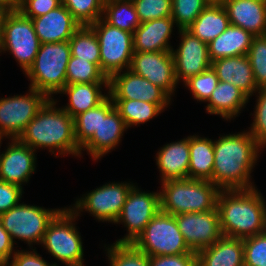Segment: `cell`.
Listing matches in <instances>:
<instances>
[{
  "label": "cell",
  "mask_w": 266,
  "mask_h": 266,
  "mask_svg": "<svg viewBox=\"0 0 266 266\" xmlns=\"http://www.w3.org/2000/svg\"><path fill=\"white\" fill-rule=\"evenodd\" d=\"M108 93L112 99L139 100L155 104L171 102V97L163 89L130 69L117 72L109 78Z\"/></svg>",
  "instance_id": "cell-17"
},
{
  "label": "cell",
  "mask_w": 266,
  "mask_h": 266,
  "mask_svg": "<svg viewBox=\"0 0 266 266\" xmlns=\"http://www.w3.org/2000/svg\"><path fill=\"white\" fill-rule=\"evenodd\" d=\"M229 25L230 21L223 4L211 1L187 30L208 44L223 33Z\"/></svg>",
  "instance_id": "cell-29"
},
{
  "label": "cell",
  "mask_w": 266,
  "mask_h": 266,
  "mask_svg": "<svg viewBox=\"0 0 266 266\" xmlns=\"http://www.w3.org/2000/svg\"><path fill=\"white\" fill-rule=\"evenodd\" d=\"M129 69L159 86L170 97L176 91L178 83L172 51L134 52Z\"/></svg>",
  "instance_id": "cell-16"
},
{
  "label": "cell",
  "mask_w": 266,
  "mask_h": 266,
  "mask_svg": "<svg viewBox=\"0 0 266 266\" xmlns=\"http://www.w3.org/2000/svg\"><path fill=\"white\" fill-rule=\"evenodd\" d=\"M6 12H7V10L0 7V39H1L2 20H3V17H4Z\"/></svg>",
  "instance_id": "cell-50"
},
{
  "label": "cell",
  "mask_w": 266,
  "mask_h": 266,
  "mask_svg": "<svg viewBox=\"0 0 266 266\" xmlns=\"http://www.w3.org/2000/svg\"><path fill=\"white\" fill-rule=\"evenodd\" d=\"M206 102L207 113L230 120L241 113V109L249 102V97L233 83L219 81Z\"/></svg>",
  "instance_id": "cell-27"
},
{
  "label": "cell",
  "mask_w": 266,
  "mask_h": 266,
  "mask_svg": "<svg viewBox=\"0 0 266 266\" xmlns=\"http://www.w3.org/2000/svg\"><path fill=\"white\" fill-rule=\"evenodd\" d=\"M211 0H172L171 17L178 30L187 29Z\"/></svg>",
  "instance_id": "cell-37"
},
{
  "label": "cell",
  "mask_w": 266,
  "mask_h": 266,
  "mask_svg": "<svg viewBox=\"0 0 266 266\" xmlns=\"http://www.w3.org/2000/svg\"><path fill=\"white\" fill-rule=\"evenodd\" d=\"M77 217L70 207L61 208L49 222L41 242L51 256L65 266H84L83 242L74 224Z\"/></svg>",
  "instance_id": "cell-6"
},
{
  "label": "cell",
  "mask_w": 266,
  "mask_h": 266,
  "mask_svg": "<svg viewBox=\"0 0 266 266\" xmlns=\"http://www.w3.org/2000/svg\"><path fill=\"white\" fill-rule=\"evenodd\" d=\"M161 182L188 178L190 150L189 136L164 145L156 154Z\"/></svg>",
  "instance_id": "cell-24"
},
{
  "label": "cell",
  "mask_w": 266,
  "mask_h": 266,
  "mask_svg": "<svg viewBox=\"0 0 266 266\" xmlns=\"http://www.w3.org/2000/svg\"><path fill=\"white\" fill-rule=\"evenodd\" d=\"M71 56L69 41L42 43L32 66L25 73L30 87L48 98L59 93L67 84L66 69Z\"/></svg>",
  "instance_id": "cell-5"
},
{
  "label": "cell",
  "mask_w": 266,
  "mask_h": 266,
  "mask_svg": "<svg viewBox=\"0 0 266 266\" xmlns=\"http://www.w3.org/2000/svg\"><path fill=\"white\" fill-rule=\"evenodd\" d=\"M49 98L30 88L27 95L0 98V139H15Z\"/></svg>",
  "instance_id": "cell-12"
},
{
  "label": "cell",
  "mask_w": 266,
  "mask_h": 266,
  "mask_svg": "<svg viewBox=\"0 0 266 266\" xmlns=\"http://www.w3.org/2000/svg\"><path fill=\"white\" fill-rule=\"evenodd\" d=\"M257 104L254 111V120L249 133L263 147H266V88L257 90Z\"/></svg>",
  "instance_id": "cell-43"
},
{
  "label": "cell",
  "mask_w": 266,
  "mask_h": 266,
  "mask_svg": "<svg viewBox=\"0 0 266 266\" xmlns=\"http://www.w3.org/2000/svg\"><path fill=\"white\" fill-rule=\"evenodd\" d=\"M211 67L215 70L219 81L233 83L249 98L258 90L247 55L217 59L212 61Z\"/></svg>",
  "instance_id": "cell-23"
},
{
  "label": "cell",
  "mask_w": 266,
  "mask_h": 266,
  "mask_svg": "<svg viewBox=\"0 0 266 266\" xmlns=\"http://www.w3.org/2000/svg\"><path fill=\"white\" fill-rule=\"evenodd\" d=\"M71 56L90 61L100 68V47L90 26H81L69 39Z\"/></svg>",
  "instance_id": "cell-33"
},
{
  "label": "cell",
  "mask_w": 266,
  "mask_h": 266,
  "mask_svg": "<svg viewBox=\"0 0 266 266\" xmlns=\"http://www.w3.org/2000/svg\"><path fill=\"white\" fill-rule=\"evenodd\" d=\"M181 42L172 54L174 58L175 77L177 83L201 74L209 67L211 61L208 54V44L201 41L187 29L179 30Z\"/></svg>",
  "instance_id": "cell-18"
},
{
  "label": "cell",
  "mask_w": 266,
  "mask_h": 266,
  "mask_svg": "<svg viewBox=\"0 0 266 266\" xmlns=\"http://www.w3.org/2000/svg\"><path fill=\"white\" fill-rule=\"evenodd\" d=\"M140 23L170 17L172 0H132Z\"/></svg>",
  "instance_id": "cell-41"
},
{
  "label": "cell",
  "mask_w": 266,
  "mask_h": 266,
  "mask_svg": "<svg viewBox=\"0 0 266 266\" xmlns=\"http://www.w3.org/2000/svg\"><path fill=\"white\" fill-rule=\"evenodd\" d=\"M149 256L195 253L186 244L174 215L159 211L131 243Z\"/></svg>",
  "instance_id": "cell-7"
},
{
  "label": "cell",
  "mask_w": 266,
  "mask_h": 266,
  "mask_svg": "<svg viewBox=\"0 0 266 266\" xmlns=\"http://www.w3.org/2000/svg\"><path fill=\"white\" fill-rule=\"evenodd\" d=\"M62 4V0H23L19 3L18 10L28 18L45 15Z\"/></svg>",
  "instance_id": "cell-44"
},
{
  "label": "cell",
  "mask_w": 266,
  "mask_h": 266,
  "mask_svg": "<svg viewBox=\"0 0 266 266\" xmlns=\"http://www.w3.org/2000/svg\"><path fill=\"white\" fill-rule=\"evenodd\" d=\"M110 266H149V255L131 243H113L106 247Z\"/></svg>",
  "instance_id": "cell-35"
},
{
  "label": "cell",
  "mask_w": 266,
  "mask_h": 266,
  "mask_svg": "<svg viewBox=\"0 0 266 266\" xmlns=\"http://www.w3.org/2000/svg\"><path fill=\"white\" fill-rule=\"evenodd\" d=\"M90 27L96 33L100 47V69L107 78L129 69L134 54L133 33L111 26L102 18Z\"/></svg>",
  "instance_id": "cell-9"
},
{
  "label": "cell",
  "mask_w": 266,
  "mask_h": 266,
  "mask_svg": "<svg viewBox=\"0 0 266 266\" xmlns=\"http://www.w3.org/2000/svg\"><path fill=\"white\" fill-rule=\"evenodd\" d=\"M184 240L192 252L198 253L223 236L218 208L206 212L175 215Z\"/></svg>",
  "instance_id": "cell-14"
},
{
  "label": "cell",
  "mask_w": 266,
  "mask_h": 266,
  "mask_svg": "<svg viewBox=\"0 0 266 266\" xmlns=\"http://www.w3.org/2000/svg\"><path fill=\"white\" fill-rule=\"evenodd\" d=\"M149 266H197V253L149 256Z\"/></svg>",
  "instance_id": "cell-46"
},
{
  "label": "cell",
  "mask_w": 266,
  "mask_h": 266,
  "mask_svg": "<svg viewBox=\"0 0 266 266\" xmlns=\"http://www.w3.org/2000/svg\"><path fill=\"white\" fill-rule=\"evenodd\" d=\"M19 4L15 0H0V7L7 11L17 10Z\"/></svg>",
  "instance_id": "cell-49"
},
{
  "label": "cell",
  "mask_w": 266,
  "mask_h": 266,
  "mask_svg": "<svg viewBox=\"0 0 266 266\" xmlns=\"http://www.w3.org/2000/svg\"><path fill=\"white\" fill-rule=\"evenodd\" d=\"M190 160L188 178L212 182L214 166L213 140L198 135L189 136Z\"/></svg>",
  "instance_id": "cell-30"
},
{
  "label": "cell",
  "mask_w": 266,
  "mask_h": 266,
  "mask_svg": "<svg viewBox=\"0 0 266 266\" xmlns=\"http://www.w3.org/2000/svg\"><path fill=\"white\" fill-rule=\"evenodd\" d=\"M102 85L106 90L109 89V82L66 84L59 93L68 95L69 103L62 109L74 118L98 106L109 96V93L107 95L102 93Z\"/></svg>",
  "instance_id": "cell-26"
},
{
  "label": "cell",
  "mask_w": 266,
  "mask_h": 266,
  "mask_svg": "<svg viewBox=\"0 0 266 266\" xmlns=\"http://www.w3.org/2000/svg\"><path fill=\"white\" fill-rule=\"evenodd\" d=\"M62 4L81 26H90L102 18L104 0H62Z\"/></svg>",
  "instance_id": "cell-36"
},
{
  "label": "cell",
  "mask_w": 266,
  "mask_h": 266,
  "mask_svg": "<svg viewBox=\"0 0 266 266\" xmlns=\"http://www.w3.org/2000/svg\"><path fill=\"white\" fill-rule=\"evenodd\" d=\"M60 210L20 203L2 213L0 222L14 243L19 239L32 248L33 243L41 244L49 222Z\"/></svg>",
  "instance_id": "cell-10"
},
{
  "label": "cell",
  "mask_w": 266,
  "mask_h": 266,
  "mask_svg": "<svg viewBox=\"0 0 266 266\" xmlns=\"http://www.w3.org/2000/svg\"><path fill=\"white\" fill-rule=\"evenodd\" d=\"M253 37L250 32L230 24L223 33L208 43L210 61L247 55Z\"/></svg>",
  "instance_id": "cell-28"
},
{
  "label": "cell",
  "mask_w": 266,
  "mask_h": 266,
  "mask_svg": "<svg viewBox=\"0 0 266 266\" xmlns=\"http://www.w3.org/2000/svg\"><path fill=\"white\" fill-rule=\"evenodd\" d=\"M14 242L10 234L4 229L0 222V266H6L12 255L16 252Z\"/></svg>",
  "instance_id": "cell-48"
},
{
  "label": "cell",
  "mask_w": 266,
  "mask_h": 266,
  "mask_svg": "<svg viewBox=\"0 0 266 266\" xmlns=\"http://www.w3.org/2000/svg\"><path fill=\"white\" fill-rule=\"evenodd\" d=\"M100 124V104L74 117V132L78 146L81 148L98 130Z\"/></svg>",
  "instance_id": "cell-39"
},
{
  "label": "cell",
  "mask_w": 266,
  "mask_h": 266,
  "mask_svg": "<svg viewBox=\"0 0 266 266\" xmlns=\"http://www.w3.org/2000/svg\"><path fill=\"white\" fill-rule=\"evenodd\" d=\"M133 187V183L127 182L107 183L77 199L70 209L77 216L85 209L98 221H107L115 224Z\"/></svg>",
  "instance_id": "cell-11"
},
{
  "label": "cell",
  "mask_w": 266,
  "mask_h": 266,
  "mask_svg": "<svg viewBox=\"0 0 266 266\" xmlns=\"http://www.w3.org/2000/svg\"><path fill=\"white\" fill-rule=\"evenodd\" d=\"M67 84L109 82L101 69L90 61L70 56L66 69Z\"/></svg>",
  "instance_id": "cell-34"
},
{
  "label": "cell",
  "mask_w": 266,
  "mask_h": 266,
  "mask_svg": "<svg viewBox=\"0 0 266 266\" xmlns=\"http://www.w3.org/2000/svg\"><path fill=\"white\" fill-rule=\"evenodd\" d=\"M127 127L144 124L158 116L169 104H155L139 100L112 99Z\"/></svg>",
  "instance_id": "cell-31"
},
{
  "label": "cell",
  "mask_w": 266,
  "mask_h": 266,
  "mask_svg": "<svg viewBox=\"0 0 266 266\" xmlns=\"http://www.w3.org/2000/svg\"><path fill=\"white\" fill-rule=\"evenodd\" d=\"M160 211L178 215L206 212L217 207L220 189L211 181L192 178L169 180L162 183Z\"/></svg>",
  "instance_id": "cell-4"
},
{
  "label": "cell",
  "mask_w": 266,
  "mask_h": 266,
  "mask_svg": "<svg viewBox=\"0 0 266 266\" xmlns=\"http://www.w3.org/2000/svg\"><path fill=\"white\" fill-rule=\"evenodd\" d=\"M40 45L31 18L25 17L18 9L5 13L2 20L0 53L8 50L26 73L32 66Z\"/></svg>",
  "instance_id": "cell-8"
},
{
  "label": "cell",
  "mask_w": 266,
  "mask_h": 266,
  "mask_svg": "<svg viewBox=\"0 0 266 266\" xmlns=\"http://www.w3.org/2000/svg\"><path fill=\"white\" fill-rule=\"evenodd\" d=\"M218 83L219 78L215 70L209 67L201 74L189 78L183 84L191 91L194 99L200 102H206Z\"/></svg>",
  "instance_id": "cell-40"
},
{
  "label": "cell",
  "mask_w": 266,
  "mask_h": 266,
  "mask_svg": "<svg viewBox=\"0 0 266 266\" xmlns=\"http://www.w3.org/2000/svg\"><path fill=\"white\" fill-rule=\"evenodd\" d=\"M255 84L258 89L266 88V36H254L247 54Z\"/></svg>",
  "instance_id": "cell-38"
},
{
  "label": "cell",
  "mask_w": 266,
  "mask_h": 266,
  "mask_svg": "<svg viewBox=\"0 0 266 266\" xmlns=\"http://www.w3.org/2000/svg\"><path fill=\"white\" fill-rule=\"evenodd\" d=\"M102 19L130 33H134L141 24L132 0H104Z\"/></svg>",
  "instance_id": "cell-32"
},
{
  "label": "cell",
  "mask_w": 266,
  "mask_h": 266,
  "mask_svg": "<svg viewBox=\"0 0 266 266\" xmlns=\"http://www.w3.org/2000/svg\"><path fill=\"white\" fill-rule=\"evenodd\" d=\"M213 2H221L222 0H211Z\"/></svg>",
  "instance_id": "cell-51"
},
{
  "label": "cell",
  "mask_w": 266,
  "mask_h": 266,
  "mask_svg": "<svg viewBox=\"0 0 266 266\" xmlns=\"http://www.w3.org/2000/svg\"><path fill=\"white\" fill-rule=\"evenodd\" d=\"M49 98L17 138L33 150L48 148L52 154L81 156L75 139L74 118Z\"/></svg>",
  "instance_id": "cell-2"
},
{
  "label": "cell",
  "mask_w": 266,
  "mask_h": 266,
  "mask_svg": "<svg viewBox=\"0 0 266 266\" xmlns=\"http://www.w3.org/2000/svg\"><path fill=\"white\" fill-rule=\"evenodd\" d=\"M31 20L41 44L69 41L81 27L63 4Z\"/></svg>",
  "instance_id": "cell-20"
},
{
  "label": "cell",
  "mask_w": 266,
  "mask_h": 266,
  "mask_svg": "<svg viewBox=\"0 0 266 266\" xmlns=\"http://www.w3.org/2000/svg\"><path fill=\"white\" fill-rule=\"evenodd\" d=\"M2 139H0V144ZM1 148V145H0ZM35 150L20 142L17 138L11 139L6 151L0 154V180L23 188L36 169Z\"/></svg>",
  "instance_id": "cell-19"
},
{
  "label": "cell",
  "mask_w": 266,
  "mask_h": 266,
  "mask_svg": "<svg viewBox=\"0 0 266 266\" xmlns=\"http://www.w3.org/2000/svg\"><path fill=\"white\" fill-rule=\"evenodd\" d=\"M217 208L224 236L245 239L265 232L266 202L256 187L220 190Z\"/></svg>",
  "instance_id": "cell-3"
},
{
  "label": "cell",
  "mask_w": 266,
  "mask_h": 266,
  "mask_svg": "<svg viewBox=\"0 0 266 266\" xmlns=\"http://www.w3.org/2000/svg\"><path fill=\"white\" fill-rule=\"evenodd\" d=\"M18 4L20 3V2H22L23 0H15Z\"/></svg>",
  "instance_id": "cell-52"
},
{
  "label": "cell",
  "mask_w": 266,
  "mask_h": 266,
  "mask_svg": "<svg viewBox=\"0 0 266 266\" xmlns=\"http://www.w3.org/2000/svg\"><path fill=\"white\" fill-rule=\"evenodd\" d=\"M244 266H266V232L243 239Z\"/></svg>",
  "instance_id": "cell-42"
},
{
  "label": "cell",
  "mask_w": 266,
  "mask_h": 266,
  "mask_svg": "<svg viewBox=\"0 0 266 266\" xmlns=\"http://www.w3.org/2000/svg\"><path fill=\"white\" fill-rule=\"evenodd\" d=\"M230 24L241 27L253 36L266 32V0H222Z\"/></svg>",
  "instance_id": "cell-21"
},
{
  "label": "cell",
  "mask_w": 266,
  "mask_h": 266,
  "mask_svg": "<svg viewBox=\"0 0 266 266\" xmlns=\"http://www.w3.org/2000/svg\"><path fill=\"white\" fill-rule=\"evenodd\" d=\"M160 211V193L143 192L134 186L123 205L116 224L123 223L128 233L115 243H132L145 229L152 218Z\"/></svg>",
  "instance_id": "cell-13"
},
{
  "label": "cell",
  "mask_w": 266,
  "mask_h": 266,
  "mask_svg": "<svg viewBox=\"0 0 266 266\" xmlns=\"http://www.w3.org/2000/svg\"><path fill=\"white\" fill-rule=\"evenodd\" d=\"M32 251L16 250L6 266H58L57 263L49 264L44 260L35 249Z\"/></svg>",
  "instance_id": "cell-47"
},
{
  "label": "cell",
  "mask_w": 266,
  "mask_h": 266,
  "mask_svg": "<svg viewBox=\"0 0 266 266\" xmlns=\"http://www.w3.org/2000/svg\"><path fill=\"white\" fill-rule=\"evenodd\" d=\"M197 266H244L243 239L223 235L197 253Z\"/></svg>",
  "instance_id": "cell-25"
},
{
  "label": "cell",
  "mask_w": 266,
  "mask_h": 266,
  "mask_svg": "<svg viewBox=\"0 0 266 266\" xmlns=\"http://www.w3.org/2000/svg\"><path fill=\"white\" fill-rule=\"evenodd\" d=\"M262 149L245 130L237 134H224L214 140L212 183L220 190L254 188L250 174Z\"/></svg>",
  "instance_id": "cell-1"
},
{
  "label": "cell",
  "mask_w": 266,
  "mask_h": 266,
  "mask_svg": "<svg viewBox=\"0 0 266 266\" xmlns=\"http://www.w3.org/2000/svg\"><path fill=\"white\" fill-rule=\"evenodd\" d=\"M23 188L0 180V215L19 204Z\"/></svg>",
  "instance_id": "cell-45"
},
{
  "label": "cell",
  "mask_w": 266,
  "mask_h": 266,
  "mask_svg": "<svg viewBox=\"0 0 266 266\" xmlns=\"http://www.w3.org/2000/svg\"><path fill=\"white\" fill-rule=\"evenodd\" d=\"M128 127L115 109L113 100L108 96L100 103V124L93 136L80 148L87 150L93 160H98L118 146Z\"/></svg>",
  "instance_id": "cell-15"
},
{
  "label": "cell",
  "mask_w": 266,
  "mask_h": 266,
  "mask_svg": "<svg viewBox=\"0 0 266 266\" xmlns=\"http://www.w3.org/2000/svg\"><path fill=\"white\" fill-rule=\"evenodd\" d=\"M174 25L171 16L141 23L133 33L134 52L172 51L169 39Z\"/></svg>",
  "instance_id": "cell-22"
}]
</instances>
